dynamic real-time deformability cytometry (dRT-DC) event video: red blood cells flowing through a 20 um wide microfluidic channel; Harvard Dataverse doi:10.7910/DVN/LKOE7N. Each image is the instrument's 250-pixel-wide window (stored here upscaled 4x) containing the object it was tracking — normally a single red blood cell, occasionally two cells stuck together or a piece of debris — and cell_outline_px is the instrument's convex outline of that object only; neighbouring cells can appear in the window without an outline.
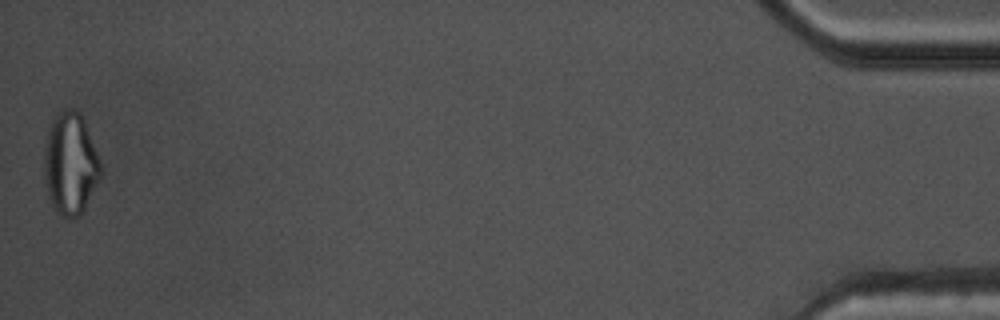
{"species": "common noctule bat (a hibernating species)", "species_latin": "Nyctalus noctula", "temperature_condition": "warm", "stored_images_in_passage": 40, "camera_frame_rate_fps": 3000, "um_per_image_px": 0.085, "animal": {"sex": "male", "body_mass_g": 17.5, "forearm_length_mm": 52.3}, "frame": {"image": 1, "passage_image": 40, "time_ms": 13.0, "image_size_px": [1000, 320], "cell_outline_px": [[104, 168], [80, 216], [72, 220], [68, 220], [52, 208], [48, 196], [44, 172], [44, 144], [48, 128], [52, 120], [64, 108], [72, 108], [80, 112], [84, 120]], "centroid_in_image_um": [5.98, 13.92], "position_along_channel_um": 429.2, "area_um2": 33.99}, "authors_computed_cell_mechanics": {"area_um2": 21.8484, "velocity_mm_per_s": 3.8094, "shape_relaxation_time_tau1_ms": null, "shape_relaxation_time_tau2_ms": 2.1721, "deformation_change_tau1": null, "deformation_change_tau2": 0.0916}}